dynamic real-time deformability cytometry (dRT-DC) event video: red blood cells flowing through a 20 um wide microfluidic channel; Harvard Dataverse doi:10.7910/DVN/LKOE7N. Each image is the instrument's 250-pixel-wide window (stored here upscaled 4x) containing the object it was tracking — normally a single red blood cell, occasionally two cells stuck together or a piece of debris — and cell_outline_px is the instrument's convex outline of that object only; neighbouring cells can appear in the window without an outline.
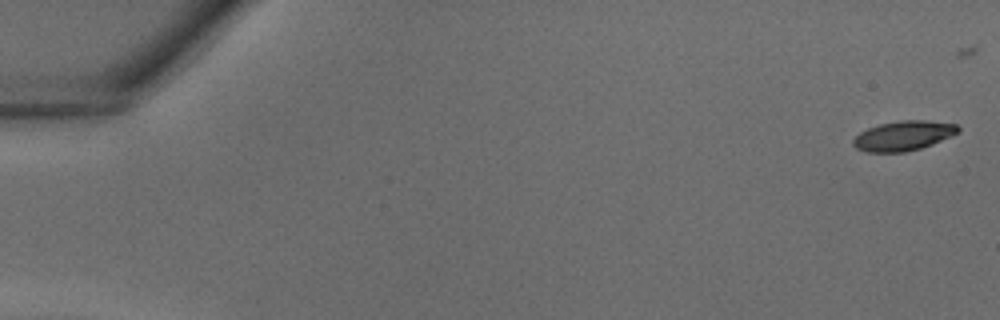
{"species": "common noctule bat (a hibernating species)", "species_latin": "Nyctalus noctula", "temperature_condition": "warm", "stored_images_in_passage": 20, "camera_frame_rate_fps": 3000, "um_per_image_px": 0.085, "animal": {"sex": "male", "body_mass_g": 18.8}, "frame": {"image": 1, "passage_image": 1, "time_ms": 0.0, "image_size_px": [1000, 320], "cell_outline_px": [[960, 132], [952, 136], [932, 144], [920, 148], [904, 152], [868, 152], [856, 148], [852, 144], [852, 140], [860, 132], [868, 128], [880, 124], [900, 120], [924, 120], [956, 124], [960, 128]], "centroid_in_image_um": [76.79, 11.53], "position_along_channel_um": 8.2, "area_um2": 18.15}}
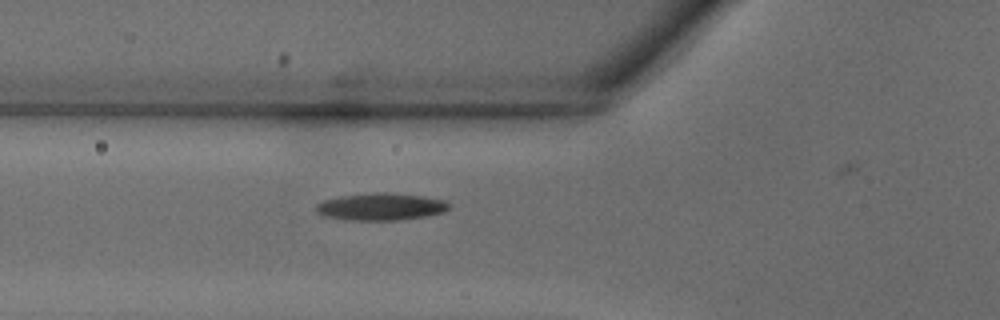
{"frame": {"image": 2, "passage_image": 15, "time_ms": 4.667, "image_size_px": [1000, 320], "cell_outline_px": [[452, 208], [444, 212], [428, 216], [400, 220], [344, 220], [324, 216], [316, 212], [316, 204], [324, 200], [340, 196], [376, 192], [384, 192], [424, 196], [444, 200], [452, 204]], "centroid_in_image_um": [32.42, 17.57], "position_along_channel_um": 93.4, "area_um2": 21.39}}